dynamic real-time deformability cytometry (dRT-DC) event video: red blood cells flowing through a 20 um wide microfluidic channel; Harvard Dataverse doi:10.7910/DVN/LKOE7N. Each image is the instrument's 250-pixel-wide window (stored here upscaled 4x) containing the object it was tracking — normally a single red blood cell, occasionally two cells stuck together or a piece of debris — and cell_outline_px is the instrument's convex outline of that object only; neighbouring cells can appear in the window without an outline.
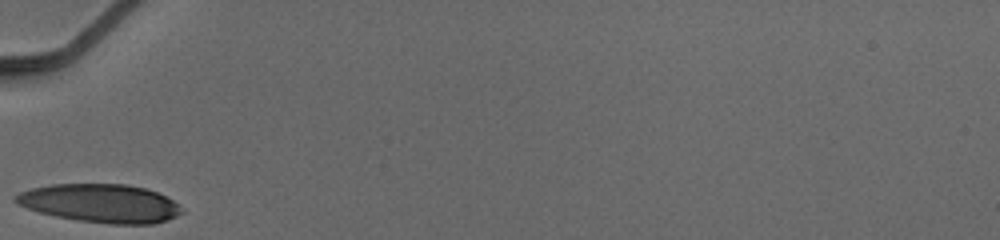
{"species": "human", "species_latin": "Homo sapiens", "temperature_condition": "cold", "stored_images_in_passage": 24, "camera_frame_rate_fps": 3000, "um_per_image_px": 0.085, "donor": {"sex": "male"}, "frame": {"image": 1, "passage_image": 1, "time_ms": 0.0, "image_size_px": [1000, 240], "cell_outline_px": [[180, 212], [176, 216], [168, 220], [152, 224], [108, 224], [76, 220], [56, 216], [40, 212], [16, 204], [12, 200], [12, 196], [20, 192], [32, 188], [52, 184], [128, 184], [144, 188], [156, 192], [172, 200], [176, 204]], "centroid_in_image_um": [8.47, 17.28], "position_along_channel_um": 76.5, "area_um2": 37.05}}
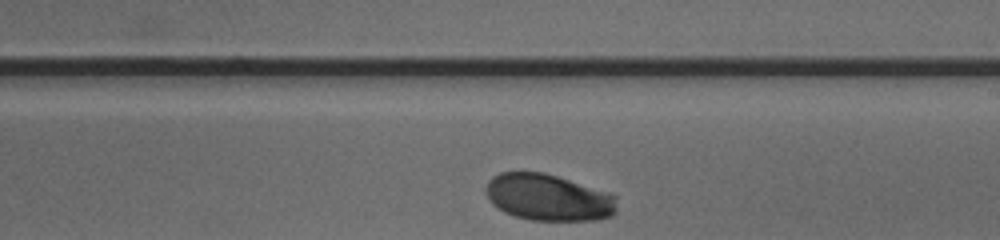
{"frame": {"image": 2, "passage_image": 14, "time_ms": 4.333, "image_size_px": [1000, 240], "cell_outline_px": [[616, 212], [612, 216], [596, 220], [528, 220], [504, 212], [492, 204], [488, 196], [488, 180], [492, 176], [500, 172], [544, 172], [608, 192], [616, 196]], "centroid_in_image_um": [46.63, 16.79], "position_along_channel_um": 242.4, "area_um2": 35.49}}
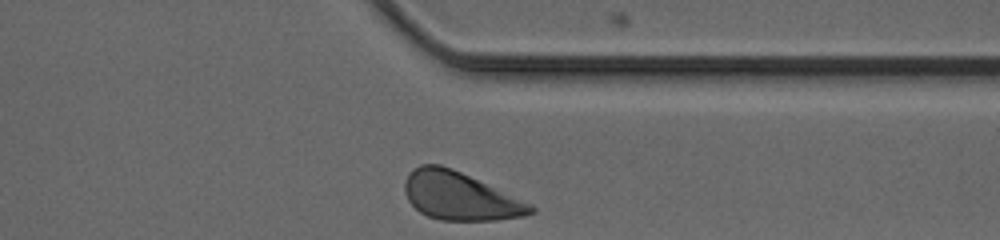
{"frame": {"image": 3, "passage_image": 24, "time_ms": 7.667, "image_size_px": [1000, 240], "cell_outline_px": [[536, 212], [524, 216], [496, 220], [440, 220], [428, 216], [420, 212], [408, 200], [404, 192], [404, 180], [408, 172], [420, 164], [440, 164], [452, 168], [532, 204], [536, 208]], "centroid_in_image_um": [39.07, 16.66], "position_along_channel_um": 372.3, "area_um2": 35.26}, "authors_computed_cell_mechanics": {"area_um2": 36.0383, "velocity_mm_per_s": 3.8598, "shape_relaxation_time_tau1_ms": 1.7665, "shape_relaxation_time_tau2_ms": null, "deformation_change_tau1": 0.1182, "deformation_change_tau2": null}}